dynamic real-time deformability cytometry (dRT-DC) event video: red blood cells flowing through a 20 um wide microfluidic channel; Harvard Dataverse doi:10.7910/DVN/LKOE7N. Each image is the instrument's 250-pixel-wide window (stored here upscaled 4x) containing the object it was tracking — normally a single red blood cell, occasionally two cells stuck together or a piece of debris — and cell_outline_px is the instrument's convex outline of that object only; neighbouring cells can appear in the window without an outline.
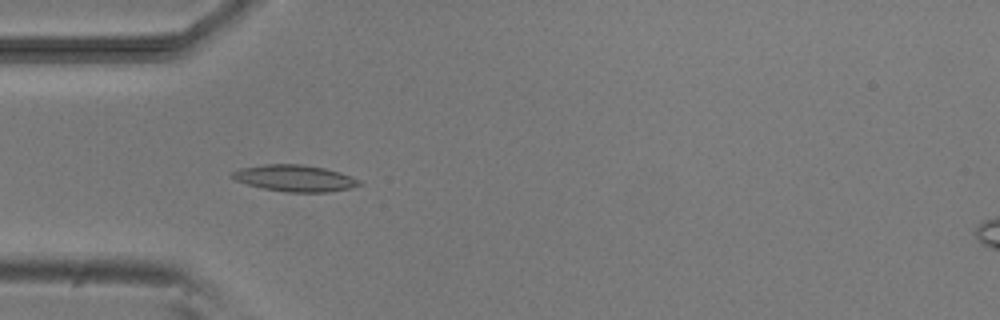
{"species": "common noctule bat (a hibernating species)", "species_latin": "Nyctalus noctula", "temperature_condition": "room temperature", "stored_images_in_passage": 5, "camera_frame_rate_fps": 3000, "um_per_image_px": 0.085, "animal": {"sex": "male", "body_mass_g": 20.5, "forearm_length_mm": 52.5}, "frame": {"image": 1, "passage_image": 4, "time_ms": 3.667, "image_size_px": [1000, 320], "cell_outline_px": [[364, 184], [352, 188], [328, 192], [284, 192], [264, 188], [248, 184], [236, 180], [228, 176], [232, 172], [240, 168], [264, 164], [300, 164], [324, 168], [340, 172], [360, 180]], "centroid_in_image_um": [25.07, 15.15], "position_along_channel_um": 59.9, "area_um2": 19.71}}
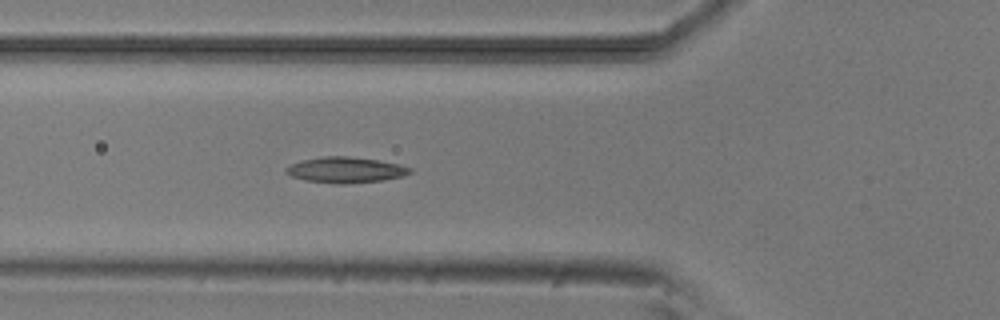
{"frame": {"image": 2, "passage_image": 5, "time_ms": 4.667, "image_size_px": [1000, 320], "cell_outline_px": [[412, 172], [400, 176], [384, 180], [344, 184], [336, 184], [304, 180], [292, 176], [284, 172], [284, 168], [292, 164], [304, 160], [324, 156], [348, 156], [376, 160], [400, 164], [412, 168]], "centroid_in_image_um": [29.36, 14.45], "position_along_channel_um": 96.4, "area_um2": 18.5}}